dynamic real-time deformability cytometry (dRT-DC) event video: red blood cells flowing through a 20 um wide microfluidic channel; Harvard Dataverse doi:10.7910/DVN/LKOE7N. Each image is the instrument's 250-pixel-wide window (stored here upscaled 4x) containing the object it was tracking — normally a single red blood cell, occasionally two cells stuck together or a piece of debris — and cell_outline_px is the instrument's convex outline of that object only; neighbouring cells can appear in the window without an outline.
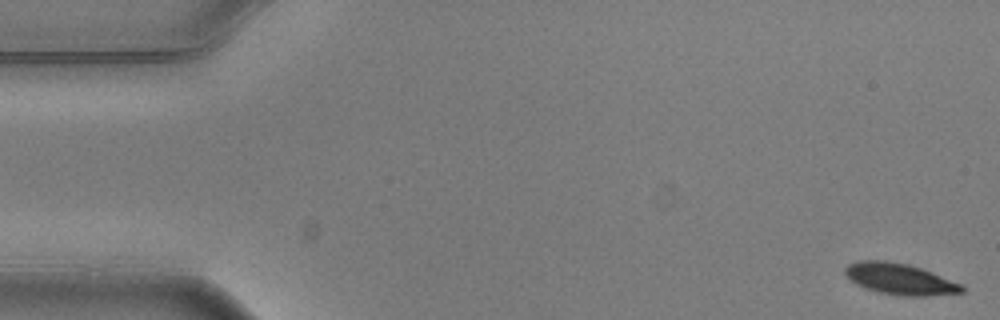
{"species": "common noctule bat (a hibernating species)", "species_latin": "Nyctalus noctula", "temperature_condition": "warm", "stored_images_in_passage": 5, "camera_frame_rate_fps": 3000, "um_per_image_px": 0.085, "animal": {"sex": "male", "body_mass_g": 20.5, "forearm_length_mm": 52.5}, "frame": {"image": 1, "passage_image": 1, "time_ms": 0.0, "image_size_px": [1000, 320], "cell_outline_px": [[964, 292], [924, 296], [908, 296], [880, 292], [856, 284], [844, 272], [844, 268], [848, 264], [860, 260], [888, 260], [908, 264], [932, 272], [964, 284]], "centroid_in_image_um": [76.52, 23.7], "position_along_channel_um": 8.5, "area_um2": 21.1}}
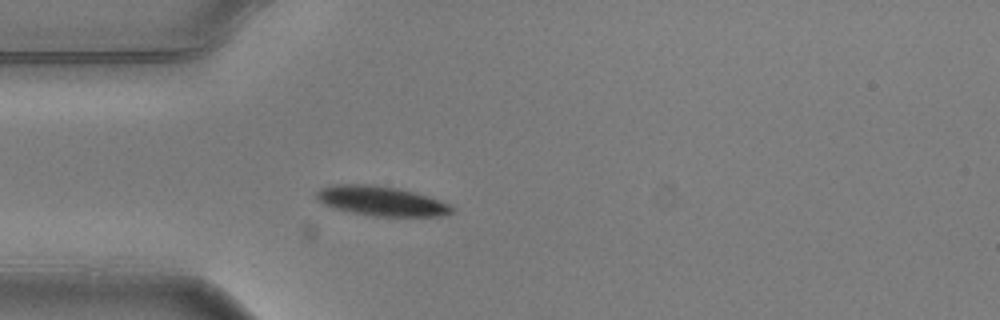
{"frame": {"image": 2, "passage_image": 5, "time_ms": 1.333, "image_size_px": [1000, 320], "cell_outline_px": [[452, 212], [440, 216], [372, 216], [332, 208], [316, 200], [316, 192], [320, 188], [332, 184], [376, 184], [400, 188], [440, 200], [448, 204], [452, 208]], "centroid_in_image_um": [32.34, 17.07], "position_along_channel_um": 52.7, "area_um2": 23.47}}